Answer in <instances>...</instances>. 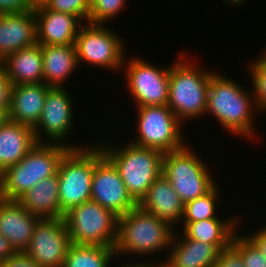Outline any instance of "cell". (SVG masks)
Listing matches in <instances>:
<instances>
[{
  "label": "cell",
  "instance_id": "cell-1",
  "mask_svg": "<svg viewBox=\"0 0 266 267\" xmlns=\"http://www.w3.org/2000/svg\"><path fill=\"white\" fill-rule=\"evenodd\" d=\"M212 114L226 131L251 139L255 132L254 114H259L253 94L235 80L214 72L207 92L206 113Z\"/></svg>",
  "mask_w": 266,
  "mask_h": 267
},
{
  "label": "cell",
  "instance_id": "cell-2",
  "mask_svg": "<svg viewBox=\"0 0 266 267\" xmlns=\"http://www.w3.org/2000/svg\"><path fill=\"white\" fill-rule=\"evenodd\" d=\"M170 223L144 211L139 205L118 217L116 256L153 255L169 250L175 231ZM121 254V255H120Z\"/></svg>",
  "mask_w": 266,
  "mask_h": 267
},
{
  "label": "cell",
  "instance_id": "cell-3",
  "mask_svg": "<svg viewBox=\"0 0 266 267\" xmlns=\"http://www.w3.org/2000/svg\"><path fill=\"white\" fill-rule=\"evenodd\" d=\"M68 145L38 142L19 162L0 174V198L18 200L41 180L57 173Z\"/></svg>",
  "mask_w": 266,
  "mask_h": 267
},
{
  "label": "cell",
  "instance_id": "cell-4",
  "mask_svg": "<svg viewBox=\"0 0 266 267\" xmlns=\"http://www.w3.org/2000/svg\"><path fill=\"white\" fill-rule=\"evenodd\" d=\"M179 55L178 61L170 64L167 105L182 123L206 113L207 92L214 72L200 68L193 60L187 62L186 54Z\"/></svg>",
  "mask_w": 266,
  "mask_h": 267
},
{
  "label": "cell",
  "instance_id": "cell-5",
  "mask_svg": "<svg viewBox=\"0 0 266 267\" xmlns=\"http://www.w3.org/2000/svg\"><path fill=\"white\" fill-rule=\"evenodd\" d=\"M101 144L98 145L118 170L129 195L139 204L154 180L162 174L163 153L131 142L120 145L121 148L106 141Z\"/></svg>",
  "mask_w": 266,
  "mask_h": 267
},
{
  "label": "cell",
  "instance_id": "cell-6",
  "mask_svg": "<svg viewBox=\"0 0 266 267\" xmlns=\"http://www.w3.org/2000/svg\"><path fill=\"white\" fill-rule=\"evenodd\" d=\"M189 146L164 153L162 160V175L170 181L184 205L218 184L203 159Z\"/></svg>",
  "mask_w": 266,
  "mask_h": 267
},
{
  "label": "cell",
  "instance_id": "cell-7",
  "mask_svg": "<svg viewBox=\"0 0 266 267\" xmlns=\"http://www.w3.org/2000/svg\"><path fill=\"white\" fill-rule=\"evenodd\" d=\"M64 222L73 244L115 247L118 216L92 200L64 214Z\"/></svg>",
  "mask_w": 266,
  "mask_h": 267
},
{
  "label": "cell",
  "instance_id": "cell-8",
  "mask_svg": "<svg viewBox=\"0 0 266 267\" xmlns=\"http://www.w3.org/2000/svg\"><path fill=\"white\" fill-rule=\"evenodd\" d=\"M95 168V145L70 148L59 162L60 209L65 214L71 208L91 200L92 177Z\"/></svg>",
  "mask_w": 266,
  "mask_h": 267
},
{
  "label": "cell",
  "instance_id": "cell-9",
  "mask_svg": "<svg viewBox=\"0 0 266 267\" xmlns=\"http://www.w3.org/2000/svg\"><path fill=\"white\" fill-rule=\"evenodd\" d=\"M138 123L136 138L129 142L167 153L186 145L182 136V124L168 105L137 107ZM184 140V142H183Z\"/></svg>",
  "mask_w": 266,
  "mask_h": 267
},
{
  "label": "cell",
  "instance_id": "cell-10",
  "mask_svg": "<svg viewBox=\"0 0 266 267\" xmlns=\"http://www.w3.org/2000/svg\"><path fill=\"white\" fill-rule=\"evenodd\" d=\"M104 24L86 23L80 27L76 40L78 65L87 63L97 68L122 71L126 55L125 43L116 31Z\"/></svg>",
  "mask_w": 266,
  "mask_h": 267
},
{
  "label": "cell",
  "instance_id": "cell-11",
  "mask_svg": "<svg viewBox=\"0 0 266 267\" xmlns=\"http://www.w3.org/2000/svg\"><path fill=\"white\" fill-rule=\"evenodd\" d=\"M122 69L127 88L136 107L167 105L169 98V67H156L143 58L130 59Z\"/></svg>",
  "mask_w": 266,
  "mask_h": 267
},
{
  "label": "cell",
  "instance_id": "cell-12",
  "mask_svg": "<svg viewBox=\"0 0 266 267\" xmlns=\"http://www.w3.org/2000/svg\"><path fill=\"white\" fill-rule=\"evenodd\" d=\"M65 89L67 88L51 87L48 90L40 120L33 128L34 135L37 142H47L49 139V143L64 144L70 148H83L86 146L65 142L66 137L72 135L74 128L73 114H75L73 100H71L69 91ZM42 134L48 139L45 140Z\"/></svg>",
  "mask_w": 266,
  "mask_h": 267
},
{
  "label": "cell",
  "instance_id": "cell-13",
  "mask_svg": "<svg viewBox=\"0 0 266 267\" xmlns=\"http://www.w3.org/2000/svg\"><path fill=\"white\" fill-rule=\"evenodd\" d=\"M91 200L111 210L118 217L138 204L129 195L126 185L113 163L95 145V168L92 177Z\"/></svg>",
  "mask_w": 266,
  "mask_h": 267
},
{
  "label": "cell",
  "instance_id": "cell-14",
  "mask_svg": "<svg viewBox=\"0 0 266 267\" xmlns=\"http://www.w3.org/2000/svg\"><path fill=\"white\" fill-rule=\"evenodd\" d=\"M71 244L64 218H43L24 253L40 266L62 267Z\"/></svg>",
  "mask_w": 266,
  "mask_h": 267
},
{
  "label": "cell",
  "instance_id": "cell-15",
  "mask_svg": "<svg viewBox=\"0 0 266 267\" xmlns=\"http://www.w3.org/2000/svg\"><path fill=\"white\" fill-rule=\"evenodd\" d=\"M39 45H73L83 22L76 16L34 6Z\"/></svg>",
  "mask_w": 266,
  "mask_h": 267
},
{
  "label": "cell",
  "instance_id": "cell-16",
  "mask_svg": "<svg viewBox=\"0 0 266 267\" xmlns=\"http://www.w3.org/2000/svg\"><path fill=\"white\" fill-rule=\"evenodd\" d=\"M41 218L31 214L17 200L0 198V234L16 252H24Z\"/></svg>",
  "mask_w": 266,
  "mask_h": 267
},
{
  "label": "cell",
  "instance_id": "cell-17",
  "mask_svg": "<svg viewBox=\"0 0 266 267\" xmlns=\"http://www.w3.org/2000/svg\"><path fill=\"white\" fill-rule=\"evenodd\" d=\"M36 43L34 10L0 14V63L10 54Z\"/></svg>",
  "mask_w": 266,
  "mask_h": 267
},
{
  "label": "cell",
  "instance_id": "cell-18",
  "mask_svg": "<svg viewBox=\"0 0 266 267\" xmlns=\"http://www.w3.org/2000/svg\"><path fill=\"white\" fill-rule=\"evenodd\" d=\"M168 251L162 261L163 267H214L221 250L214 244L189 239L181 233L178 237L175 232Z\"/></svg>",
  "mask_w": 266,
  "mask_h": 267
},
{
  "label": "cell",
  "instance_id": "cell-19",
  "mask_svg": "<svg viewBox=\"0 0 266 267\" xmlns=\"http://www.w3.org/2000/svg\"><path fill=\"white\" fill-rule=\"evenodd\" d=\"M50 88L45 83L13 85L8 119L34 128L40 120Z\"/></svg>",
  "mask_w": 266,
  "mask_h": 267
},
{
  "label": "cell",
  "instance_id": "cell-20",
  "mask_svg": "<svg viewBox=\"0 0 266 267\" xmlns=\"http://www.w3.org/2000/svg\"><path fill=\"white\" fill-rule=\"evenodd\" d=\"M138 205L144 211L170 223L174 228L180 225L183 219L184 204L173 190L170 181L162 174L154 180Z\"/></svg>",
  "mask_w": 266,
  "mask_h": 267
},
{
  "label": "cell",
  "instance_id": "cell-21",
  "mask_svg": "<svg viewBox=\"0 0 266 267\" xmlns=\"http://www.w3.org/2000/svg\"><path fill=\"white\" fill-rule=\"evenodd\" d=\"M37 143L32 127L8 119L0 126V174L19 163Z\"/></svg>",
  "mask_w": 266,
  "mask_h": 267
},
{
  "label": "cell",
  "instance_id": "cell-22",
  "mask_svg": "<svg viewBox=\"0 0 266 267\" xmlns=\"http://www.w3.org/2000/svg\"><path fill=\"white\" fill-rule=\"evenodd\" d=\"M43 55L38 43L22 48L2 62L5 75L13 85L44 83Z\"/></svg>",
  "mask_w": 266,
  "mask_h": 267
},
{
  "label": "cell",
  "instance_id": "cell-23",
  "mask_svg": "<svg viewBox=\"0 0 266 267\" xmlns=\"http://www.w3.org/2000/svg\"><path fill=\"white\" fill-rule=\"evenodd\" d=\"M26 210L41 219L63 218L59 203L58 174L45 178L17 200Z\"/></svg>",
  "mask_w": 266,
  "mask_h": 267
},
{
  "label": "cell",
  "instance_id": "cell-24",
  "mask_svg": "<svg viewBox=\"0 0 266 267\" xmlns=\"http://www.w3.org/2000/svg\"><path fill=\"white\" fill-rule=\"evenodd\" d=\"M41 48L44 83L50 87H64L62 84L78 67L75 44L41 45Z\"/></svg>",
  "mask_w": 266,
  "mask_h": 267
},
{
  "label": "cell",
  "instance_id": "cell-25",
  "mask_svg": "<svg viewBox=\"0 0 266 267\" xmlns=\"http://www.w3.org/2000/svg\"><path fill=\"white\" fill-rule=\"evenodd\" d=\"M223 219L218 216L203 221L181 222V231L189 239L214 244L222 250L231 244L240 222L237 217Z\"/></svg>",
  "mask_w": 266,
  "mask_h": 267
},
{
  "label": "cell",
  "instance_id": "cell-26",
  "mask_svg": "<svg viewBox=\"0 0 266 267\" xmlns=\"http://www.w3.org/2000/svg\"><path fill=\"white\" fill-rule=\"evenodd\" d=\"M115 247L71 244L62 267H110Z\"/></svg>",
  "mask_w": 266,
  "mask_h": 267
},
{
  "label": "cell",
  "instance_id": "cell-27",
  "mask_svg": "<svg viewBox=\"0 0 266 267\" xmlns=\"http://www.w3.org/2000/svg\"><path fill=\"white\" fill-rule=\"evenodd\" d=\"M216 184L205 195L194 199L184 205L183 219L181 222L203 221L210 218L218 217L216 208L218 207V199L220 191Z\"/></svg>",
  "mask_w": 266,
  "mask_h": 267
},
{
  "label": "cell",
  "instance_id": "cell-28",
  "mask_svg": "<svg viewBox=\"0 0 266 267\" xmlns=\"http://www.w3.org/2000/svg\"><path fill=\"white\" fill-rule=\"evenodd\" d=\"M256 58L248 66L253 83V99L259 112L266 111V52ZM254 62V63H253Z\"/></svg>",
  "mask_w": 266,
  "mask_h": 267
},
{
  "label": "cell",
  "instance_id": "cell-29",
  "mask_svg": "<svg viewBox=\"0 0 266 267\" xmlns=\"http://www.w3.org/2000/svg\"><path fill=\"white\" fill-rule=\"evenodd\" d=\"M126 2V0H90L88 23L106 25L108 20L111 21L124 10Z\"/></svg>",
  "mask_w": 266,
  "mask_h": 267
},
{
  "label": "cell",
  "instance_id": "cell-30",
  "mask_svg": "<svg viewBox=\"0 0 266 267\" xmlns=\"http://www.w3.org/2000/svg\"><path fill=\"white\" fill-rule=\"evenodd\" d=\"M237 232L233 235L231 245L241 254L245 267H266L265 256L246 237Z\"/></svg>",
  "mask_w": 266,
  "mask_h": 267
},
{
  "label": "cell",
  "instance_id": "cell-31",
  "mask_svg": "<svg viewBox=\"0 0 266 267\" xmlns=\"http://www.w3.org/2000/svg\"><path fill=\"white\" fill-rule=\"evenodd\" d=\"M43 5L49 10L74 15L84 23L89 21L90 0H46Z\"/></svg>",
  "mask_w": 266,
  "mask_h": 267
},
{
  "label": "cell",
  "instance_id": "cell-32",
  "mask_svg": "<svg viewBox=\"0 0 266 267\" xmlns=\"http://www.w3.org/2000/svg\"><path fill=\"white\" fill-rule=\"evenodd\" d=\"M214 267H245L241 254L230 244L220 251Z\"/></svg>",
  "mask_w": 266,
  "mask_h": 267
},
{
  "label": "cell",
  "instance_id": "cell-33",
  "mask_svg": "<svg viewBox=\"0 0 266 267\" xmlns=\"http://www.w3.org/2000/svg\"><path fill=\"white\" fill-rule=\"evenodd\" d=\"M34 10L30 0H0V14L18 13Z\"/></svg>",
  "mask_w": 266,
  "mask_h": 267
},
{
  "label": "cell",
  "instance_id": "cell-34",
  "mask_svg": "<svg viewBox=\"0 0 266 267\" xmlns=\"http://www.w3.org/2000/svg\"><path fill=\"white\" fill-rule=\"evenodd\" d=\"M0 267H43L35 263L24 252H16L7 260L0 263Z\"/></svg>",
  "mask_w": 266,
  "mask_h": 267
},
{
  "label": "cell",
  "instance_id": "cell-35",
  "mask_svg": "<svg viewBox=\"0 0 266 267\" xmlns=\"http://www.w3.org/2000/svg\"><path fill=\"white\" fill-rule=\"evenodd\" d=\"M12 86L0 63V108H9Z\"/></svg>",
  "mask_w": 266,
  "mask_h": 267
},
{
  "label": "cell",
  "instance_id": "cell-36",
  "mask_svg": "<svg viewBox=\"0 0 266 267\" xmlns=\"http://www.w3.org/2000/svg\"><path fill=\"white\" fill-rule=\"evenodd\" d=\"M266 225L258 230L246 234L245 236L257 247L266 259Z\"/></svg>",
  "mask_w": 266,
  "mask_h": 267
},
{
  "label": "cell",
  "instance_id": "cell-37",
  "mask_svg": "<svg viewBox=\"0 0 266 267\" xmlns=\"http://www.w3.org/2000/svg\"><path fill=\"white\" fill-rule=\"evenodd\" d=\"M16 251L10 245L8 240L0 234V263L13 256Z\"/></svg>",
  "mask_w": 266,
  "mask_h": 267
},
{
  "label": "cell",
  "instance_id": "cell-38",
  "mask_svg": "<svg viewBox=\"0 0 266 267\" xmlns=\"http://www.w3.org/2000/svg\"><path fill=\"white\" fill-rule=\"evenodd\" d=\"M147 260H145V261H142V262H139V263H137V262H135V263H133L134 261H132V263L131 262H125L124 264H122V266L120 265L119 267H163V262L161 261H159V262H156V263H152L151 262V260H150V262L148 261V262H146Z\"/></svg>",
  "mask_w": 266,
  "mask_h": 267
},
{
  "label": "cell",
  "instance_id": "cell-39",
  "mask_svg": "<svg viewBox=\"0 0 266 267\" xmlns=\"http://www.w3.org/2000/svg\"><path fill=\"white\" fill-rule=\"evenodd\" d=\"M9 108H0V126H2L8 120Z\"/></svg>",
  "mask_w": 266,
  "mask_h": 267
},
{
  "label": "cell",
  "instance_id": "cell-40",
  "mask_svg": "<svg viewBox=\"0 0 266 267\" xmlns=\"http://www.w3.org/2000/svg\"><path fill=\"white\" fill-rule=\"evenodd\" d=\"M34 6L45 3L46 0H30Z\"/></svg>",
  "mask_w": 266,
  "mask_h": 267
}]
</instances>
